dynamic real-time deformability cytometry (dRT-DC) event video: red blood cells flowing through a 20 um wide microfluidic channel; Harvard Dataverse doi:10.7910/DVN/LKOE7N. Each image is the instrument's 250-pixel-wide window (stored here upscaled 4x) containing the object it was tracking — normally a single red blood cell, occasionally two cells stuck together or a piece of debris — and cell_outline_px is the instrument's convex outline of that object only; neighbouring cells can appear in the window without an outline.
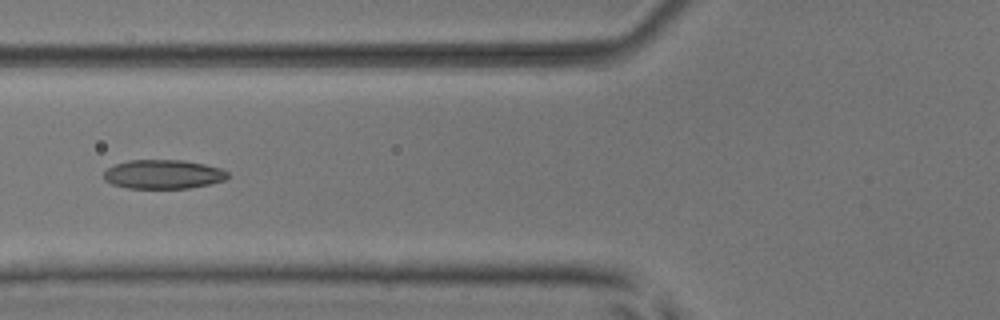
{"species": "common noctule bat (a hibernating species)", "species_latin": "Nyctalus noctula", "temperature_condition": "room temperature", "stored_images_in_passage": 8, "camera_frame_rate_fps": 3000, "um_per_image_px": 0.085, "animal": {"sex": "male", "body_mass_g": 17.9, "forearm_length_mm": 54.2}, "frame": {"image": 1, "passage_image": 7, "time_ms": 2.0, "image_size_px": [1000, 320], "cell_outline_px": [[228, 176], [224, 180], [208, 184], [188, 188], [128, 188], [112, 184], [104, 180], [104, 172], [108, 168], [116, 164], [128, 160], [184, 160], [204, 164], [220, 168], [228, 172]], "centroid_in_image_um": [13.86, 14.81], "position_along_channel_um": 111.9, "area_um2": 20.87}}
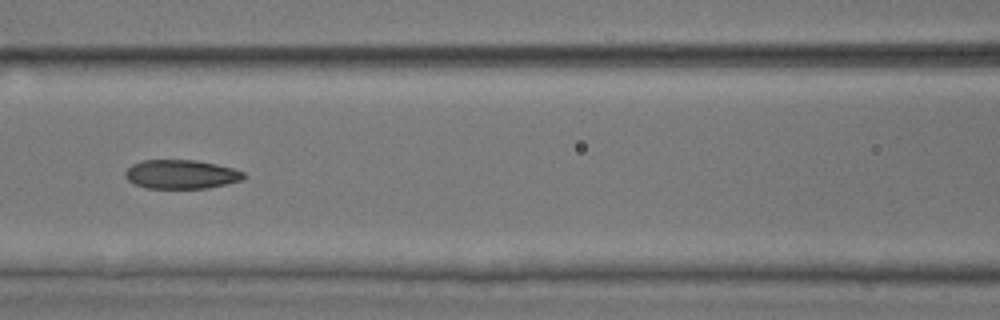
{"frame": {"image": 2, "passage_image": 8, "time_ms": 2.333, "image_size_px": [1000, 320], "cell_outline_px": [[244, 180], [208, 188], [144, 188], [128, 180], [124, 176], [124, 172], [132, 164], [144, 160], [196, 160], [216, 164], [232, 168], [244, 172]], "centroid_in_image_um": [15.39, 14.82], "position_along_channel_um": 151.2, "area_um2": 20.0}}